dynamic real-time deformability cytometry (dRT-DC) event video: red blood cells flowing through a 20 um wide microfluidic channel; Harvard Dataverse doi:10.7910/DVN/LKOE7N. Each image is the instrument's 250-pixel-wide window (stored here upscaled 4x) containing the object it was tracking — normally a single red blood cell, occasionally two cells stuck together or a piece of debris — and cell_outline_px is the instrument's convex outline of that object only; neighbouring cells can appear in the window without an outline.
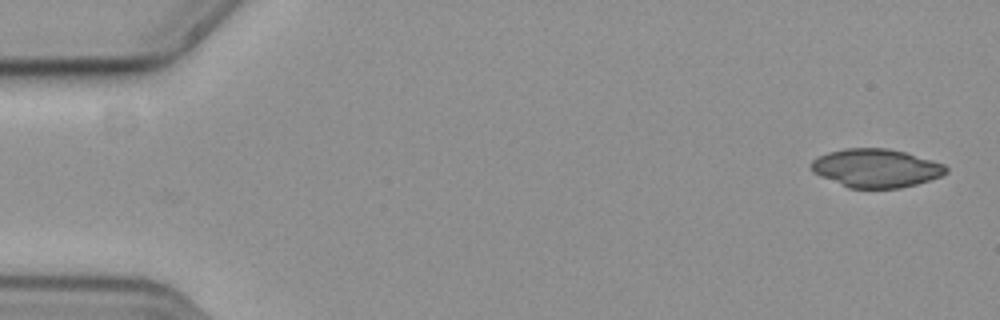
{"species": "common noctule bat (a hibernating species)", "species_latin": "Nyctalus noctula", "temperature_condition": "cold", "stored_images_in_passage": 56, "camera_frame_rate_fps": 3000, "um_per_image_px": 0.085, "animal": {"sex": "female", "body_mass_g": 19.3, "forearm_length_mm": 54.1}, "frame": {"image": 1, "passage_image": 1, "time_ms": 0.0, "image_size_px": [1000, 320], "cell_outline_px": [[948, 172], [940, 176], [916, 184], [900, 188], [848, 188], [820, 176], [812, 172], [812, 160], [828, 152], [848, 148], [888, 148], [904, 152], [932, 160], [944, 164], [948, 168]], "centroid_in_image_um": [74.46, 14.29], "position_along_channel_um": 10.5, "area_um2": 30.06}}
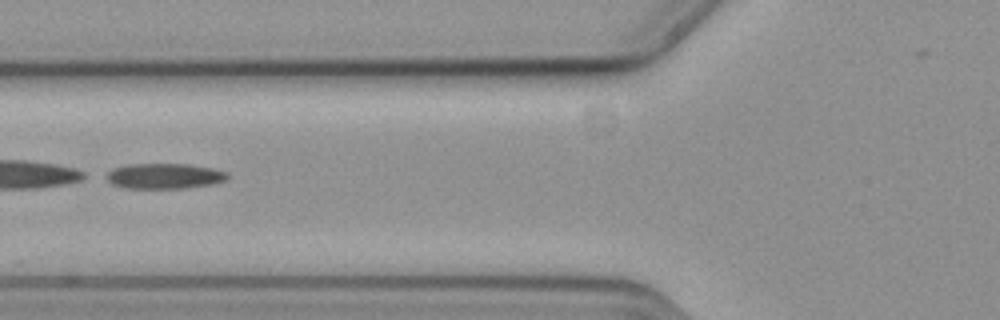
{"frame": {"image": 2, "passage_image": 21, "time_ms": 6.667, "image_size_px": [1000, 320], "cell_outline_px": [[228, 180], [212, 184], [188, 188], [124, 188], [112, 184], [100, 176], [112, 168], [128, 164], [188, 164], [212, 168], [228, 172]], "centroid_in_image_um": [13.91, 14.96], "position_along_channel_um": 111.9, "area_um2": 18.32}}